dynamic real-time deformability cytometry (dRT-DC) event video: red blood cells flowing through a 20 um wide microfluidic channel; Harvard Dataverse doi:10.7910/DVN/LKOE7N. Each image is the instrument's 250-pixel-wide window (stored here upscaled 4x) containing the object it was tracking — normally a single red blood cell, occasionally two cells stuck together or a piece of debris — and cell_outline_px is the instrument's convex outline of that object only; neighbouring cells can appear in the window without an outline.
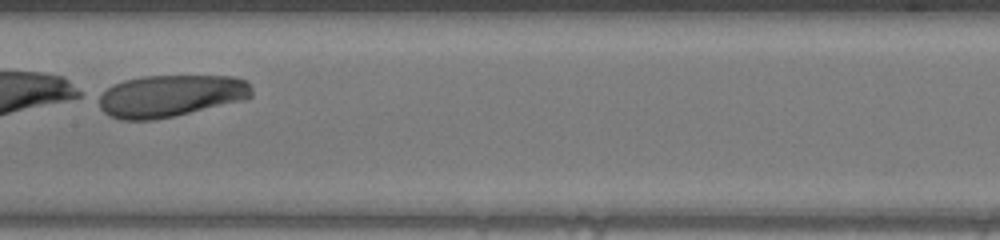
{"species": "human", "species_latin": "Homo sapiens", "temperature_condition": "warm", "stored_images_in_passage": 29, "camera_frame_rate_fps": 3000, "um_per_image_px": 0.085, "donor": {"sex": "male"}, "frame": {"image": 1, "passage_image": 15, "time_ms": 4.667, "image_size_px": [1000, 240], "cell_outline_px": [[252, 96], [244, 100], [172, 116], [152, 120], [120, 120], [108, 116], [100, 108], [96, 96], [112, 84], [124, 80], [144, 76], [232, 76], [248, 80], [252, 88]], "centroid_in_image_um": [14.46, 8.14], "position_along_channel_um": 192.9, "area_um2": 37.74}}
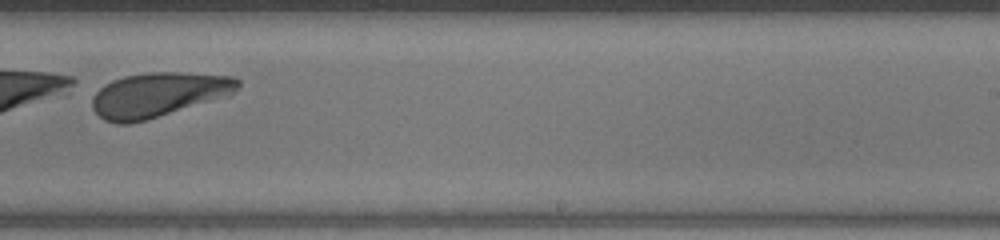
{"frame": {"image": 2, "passage_image": 21, "time_ms": 6.667, "image_size_px": [1000, 240], "cell_outline_px": [[240, 84], [228, 96], [144, 120], [128, 124], [116, 124], [104, 120], [92, 108], [92, 96], [104, 84], [112, 80], [124, 76], [148, 72], [180, 72], [232, 76], [240, 80]], "centroid_in_image_um": [13.42, 8.04], "position_along_channel_um": 275.6, "area_um2": 37.57}}
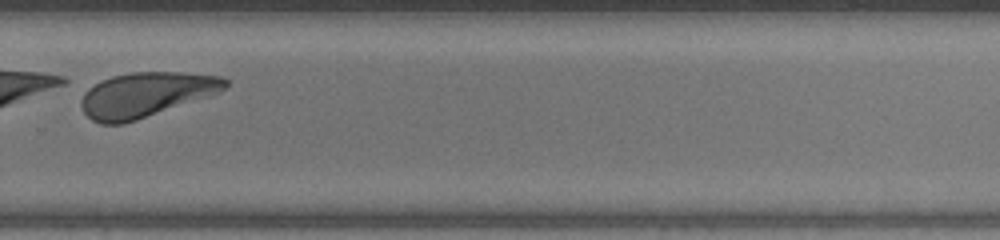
{"frame": {"image": 3, "passage_image": 24, "time_ms": 7.667, "image_size_px": [1000, 240], "cell_outline_px": [[228, 84], [220, 92], [124, 124], [100, 124], [92, 120], [84, 112], [80, 104], [80, 100], [84, 92], [88, 88], [100, 80], [112, 76], [132, 72], [184, 72], [220, 76], [228, 80]], "centroid_in_image_um": [12.36, 8.04], "position_along_channel_um": 317.4, "area_um2": 37.45}}